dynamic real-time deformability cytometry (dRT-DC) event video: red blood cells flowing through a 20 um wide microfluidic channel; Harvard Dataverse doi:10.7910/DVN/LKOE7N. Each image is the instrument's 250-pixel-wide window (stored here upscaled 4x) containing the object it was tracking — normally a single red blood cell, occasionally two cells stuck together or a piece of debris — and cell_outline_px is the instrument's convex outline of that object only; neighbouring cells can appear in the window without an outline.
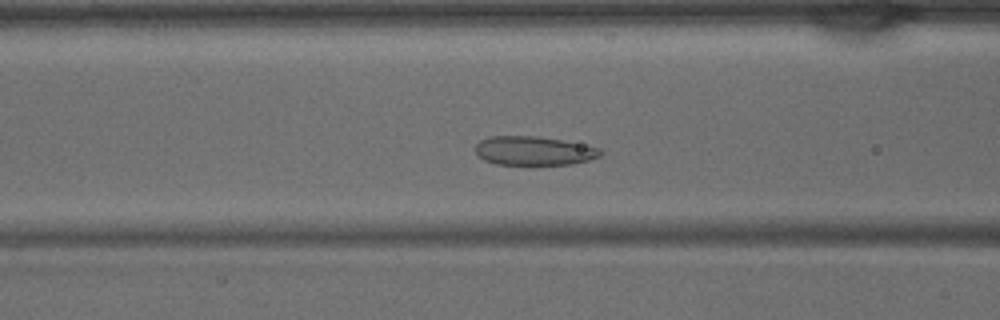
{"species": "common noctule bat (a hibernating species)", "species_latin": "Nyctalus noctula", "temperature_condition": "warm", "stored_images_in_passage": 36, "camera_frame_rate_fps": 3000, "um_per_image_px": 0.085, "animal": {"sex": "male", "body_mass_g": 15.6}, "frame": {"image": 1, "passage_image": 16, "time_ms": 5.0, "image_size_px": [1000, 320], "cell_outline_px": [[604, 152], [600, 156], [588, 160], [572, 164], [496, 164], [484, 160], [476, 152], [476, 144], [480, 140], [492, 136], [536, 136], [560, 140], [600, 148]], "centroid_in_image_um": [45.38, 12.81], "position_along_channel_um": 121.2, "area_um2": 20.81}}
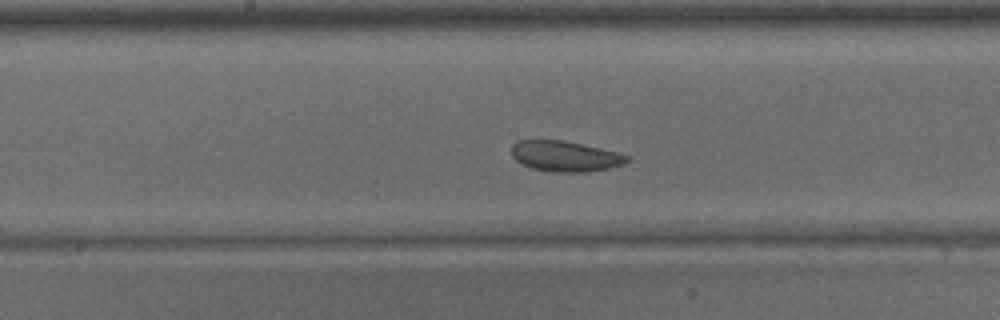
{"frame": {"image": 2, "passage_image": 21, "time_ms": 6.667, "image_size_px": [1000, 320], "cell_outline_px": [[632, 156], [624, 164], [608, 168], [584, 172], [552, 172], [532, 168], [520, 164], [512, 156], [512, 144], [516, 140], [564, 140], [620, 152]], "centroid_in_image_um": [48.05, 13.27], "position_along_channel_um": 200.2, "area_um2": 20.81}}
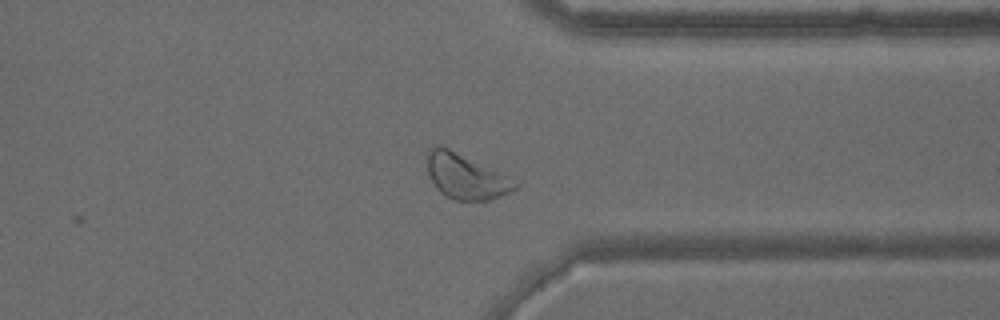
{"frame": {"image": 3, "passage_image": 32, "time_ms": 10.333, "image_size_px": [1000, 320], "cell_outline_px": [[520, 184], [516, 188], [508, 192], [488, 200], [456, 200], [444, 196], [436, 188], [428, 172], [428, 148], [432, 144], [436, 144], [448, 148], [520, 180]], "centroid_in_image_um": [39.62, 14.98], "position_along_channel_um": 371.8, "area_um2": 23.24}}